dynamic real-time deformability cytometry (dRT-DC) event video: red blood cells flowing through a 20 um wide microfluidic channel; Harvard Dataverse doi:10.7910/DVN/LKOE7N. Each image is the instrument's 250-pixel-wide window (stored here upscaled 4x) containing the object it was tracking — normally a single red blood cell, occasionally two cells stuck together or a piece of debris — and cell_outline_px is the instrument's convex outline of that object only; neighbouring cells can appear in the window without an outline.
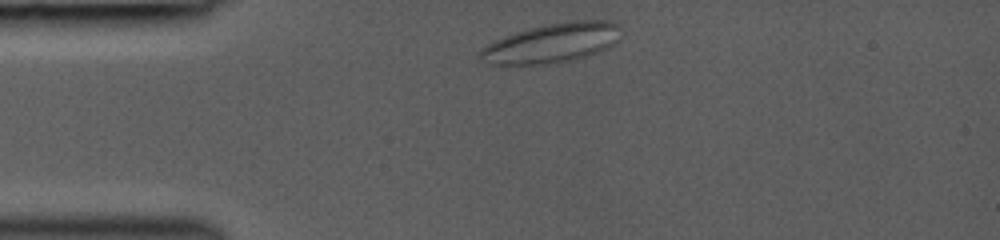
{"species": "common noctule bat (a hibernating species)", "species_latin": "Nyctalus noctula", "temperature_condition": "room temperature", "stored_images_in_passage": 4, "camera_frame_rate_fps": 3000, "um_per_image_px": 0.085, "animal": {"sex": "female", "body_mass_g": 19.0, "forearm_length_mm": 53.3}, "frame": {"image": 1, "passage_image": 1, "time_ms": 0.0, "image_size_px": [1000, 240], "cell_outline_px": [[620, 24], [616, 44], [596, 52], [572, 60], [548, 64], [488, 64], [476, 56], [488, 44], [504, 36], [516, 32], [544, 24], [572, 20], [612, 20]], "centroid_in_image_um": [46.93, 3.64], "position_along_channel_um": 38.1, "area_um2": 32.25}}
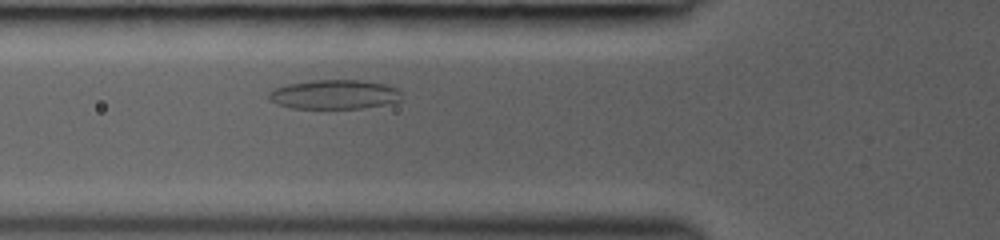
{"frame": {"image": 2, "passage_image": 4, "time_ms": 2.333, "image_size_px": [1000, 240], "cell_outline_px": [[400, 100], [384, 104], [360, 108], [292, 108], [276, 104], [268, 96], [268, 92], [276, 88], [288, 84], [312, 80], [360, 80], [384, 84], [396, 88], [400, 92]], "centroid_in_image_um": [28.39, 8.02], "position_along_channel_um": 97.4, "area_um2": 22.37}}